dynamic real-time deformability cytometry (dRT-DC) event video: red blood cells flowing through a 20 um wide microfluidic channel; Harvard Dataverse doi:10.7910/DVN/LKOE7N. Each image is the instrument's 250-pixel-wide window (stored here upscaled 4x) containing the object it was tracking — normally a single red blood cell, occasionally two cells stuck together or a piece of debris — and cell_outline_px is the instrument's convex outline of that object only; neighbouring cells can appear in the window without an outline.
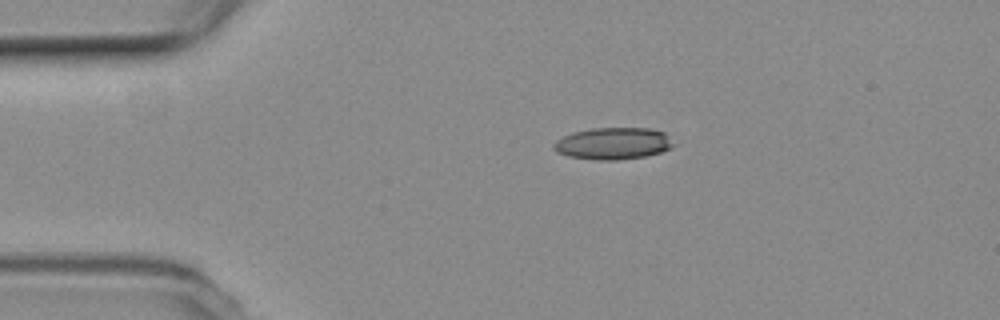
{"species": "common noctule bat (a hibernating species)", "species_latin": "Nyctalus noctula", "temperature_condition": "room temperature", "stored_images_in_passage": 45, "camera_frame_rate_fps": 3000, "um_per_image_px": 0.085, "animal": {"sex": "female", "body_mass_g": 19.3, "forearm_length_mm": 54.1}, "frame": {"image": 1, "passage_image": 1, "time_ms": 0.0, "image_size_px": [1000, 320], "cell_outline_px": [[676, 144], [660, 152], [644, 156], [616, 160], [596, 160], [568, 156], [556, 152], [552, 148], [552, 144], [556, 140], [572, 132], [592, 128], [648, 128], [664, 132]], "centroid_in_image_um": [52.08, 12.19], "position_along_channel_um": 32.9, "area_um2": 22.25}}
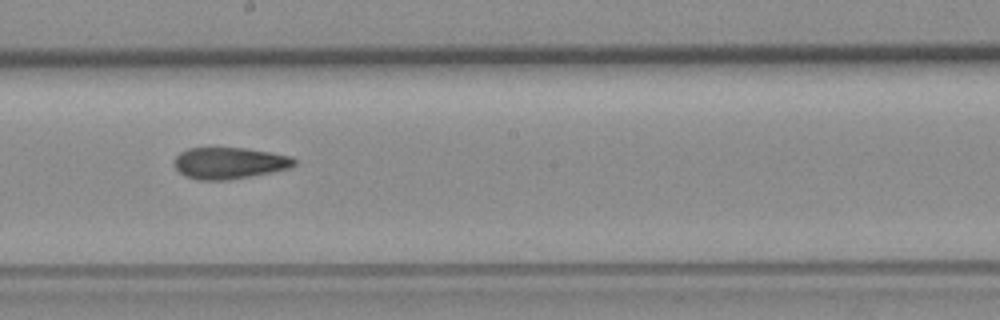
{"frame": {"image": 2, "passage_image": 20, "time_ms": 6.333, "image_size_px": [1000, 320], "cell_outline_px": [[296, 164], [288, 168], [248, 176], [224, 180], [196, 180], [184, 176], [176, 168], [176, 156], [180, 152], [188, 148], [244, 148], [272, 152], [292, 156], [296, 160]], "centroid_in_image_um": [19.49, 13.85], "position_along_channel_um": 228.7, "area_um2": 21.79}}
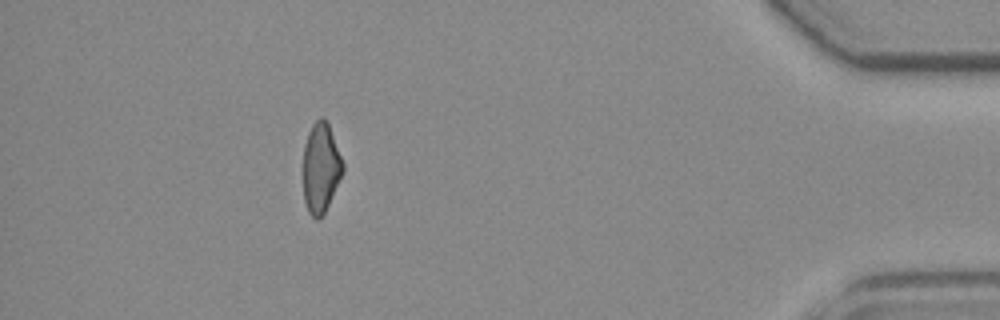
{"frame": {"image": 3, "passage_image": 39, "time_ms": 12.667, "image_size_px": [1000, 320], "cell_outline_px": [[344, 172], [324, 212], [316, 220], [308, 212], [304, 200], [300, 172], [300, 168], [304, 144], [308, 132], [312, 124], [320, 116], [324, 116], [328, 120], [344, 164]], "centroid_in_image_um": [27.22, 14.21], "position_along_channel_um": 408.0, "area_um2": 21.73}, "authors_computed_cell_mechanics": {"area_um2": 22.0796, "velocity_mm_per_s": 3.7597, "shape_relaxation_time_tau1_ms": null, "shape_relaxation_time_tau2_ms": 2.8611, "deformation_change_tau1": null, "deformation_change_tau2": 0.1181}}